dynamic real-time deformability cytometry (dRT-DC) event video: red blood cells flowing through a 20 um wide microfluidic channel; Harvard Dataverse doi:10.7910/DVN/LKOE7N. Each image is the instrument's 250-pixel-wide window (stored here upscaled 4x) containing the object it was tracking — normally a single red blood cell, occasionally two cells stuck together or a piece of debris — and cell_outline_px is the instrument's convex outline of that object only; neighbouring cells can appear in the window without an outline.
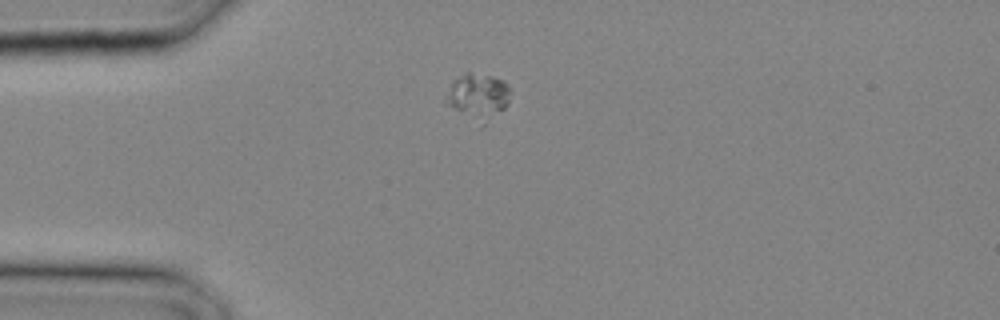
{"species": "common noctule bat (a hibernating species)", "species_latin": "Nyctalus noctula", "temperature_condition": "cold", "stored_images_in_passage": 21, "camera_frame_rate_fps": 3000, "um_per_image_px": 0.085, "animal": {"sex": "male", "body_mass_g": 20.4}, "frame": {"image": 1, "passage_image": 1, "time_ms": 0.0, "image_size_px": [1000, 320], "cell_outline_px": [[508, 104], [504, 108], [456, 108], [444, 104], [444, 100], [452, 84], [464, 72], [468, 72], [492, 76], [504, 80], [508, 88]], "centroid_in_image_um": [40.59, 7.84], "position_along_channel_um": 44.4, "area_um2": 13.53}}
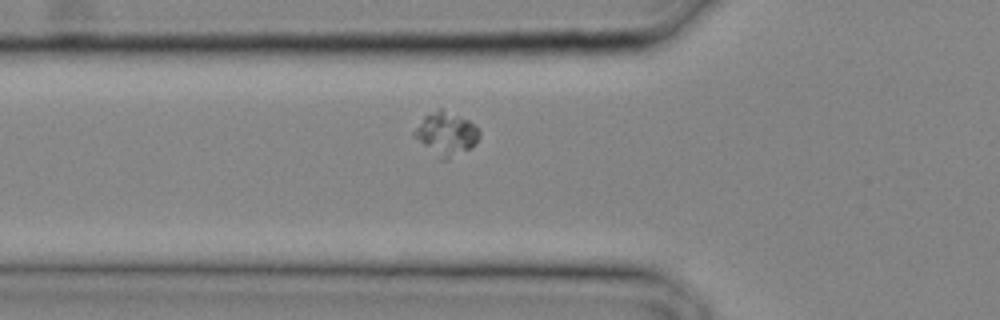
{"frame": {"image": 2, "passage_image": 4, "time_ms": 1.0, "image_size_px": [1000, 320], "cell_outline_px": [[480, 136], [476, 144], [448, 160], [440, 160], [412, 136], [412, 132], [424, 116], [440, 108], [468, 120], [480, 132]], "centroid_in_image_um": [37.89, 11.4], "position_along_channel_um": 87.9, "area_um2": 16.3}}